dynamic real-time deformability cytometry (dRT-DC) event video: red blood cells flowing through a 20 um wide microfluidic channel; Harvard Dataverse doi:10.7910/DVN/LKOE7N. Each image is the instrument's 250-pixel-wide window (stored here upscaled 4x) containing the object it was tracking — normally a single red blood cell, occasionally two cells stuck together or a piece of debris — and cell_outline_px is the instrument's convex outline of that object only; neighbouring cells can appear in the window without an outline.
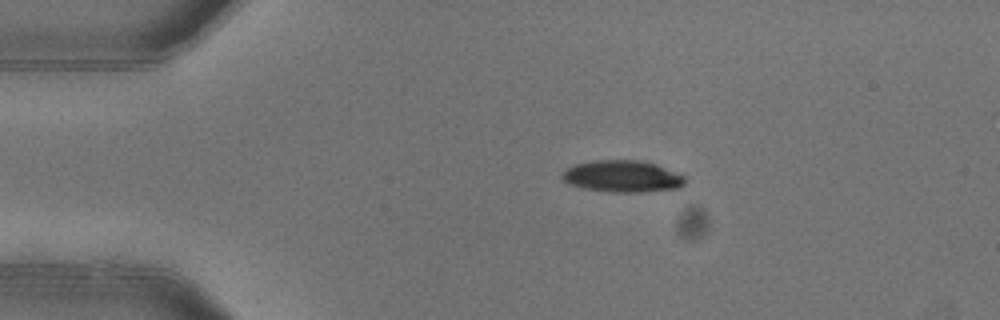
{"species": "common noctule bat (a hibernating species)", "species_latin": "Nyctalus noctula", "temperature_condition": "warm", "stored_images_in_passage": 5, "camera_frame_rate_fps": 3000, "um_per_image_px": 0.085, "animal": {"sex": "female"}, "frame": {"image": 1, "passage_image": 2, "time_ms": 0.333, "image_size_px": [1000, 320], "cell_outline_px": [[684, 184], [680, 188], [644, 192], [612, 192], [584, 188], [568, 184], [560, 176], [560, 172], [576, 164], [596, 160], [640, 160], [656, 164], [684, 176]], "centroid_in_image_um": [52.88, 14.99], "position_along_channel_um": 32.1, "area_um2": 22.72}}
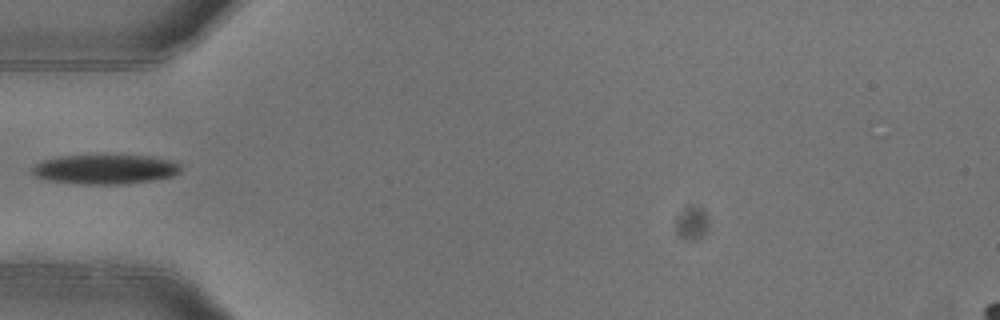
{"frame": {"image": 2, "passage_image": 4, "time_ms": 1.0, "image_size_px": [1000, 320], "cell_outline_px": [[180, 172], [172, 176], [152, 180], [124, 184], [76, 184], [44, 180], [36, 176], [32, 172], [32, 168], [36, 164], [44, 160], [60, 156], [152, 156], [176, 160], [180, 164]], "centroid_in_image_um": [8.96, 14.4], "position_along_channel_um": 76.0, "area_um2": 25.61}}